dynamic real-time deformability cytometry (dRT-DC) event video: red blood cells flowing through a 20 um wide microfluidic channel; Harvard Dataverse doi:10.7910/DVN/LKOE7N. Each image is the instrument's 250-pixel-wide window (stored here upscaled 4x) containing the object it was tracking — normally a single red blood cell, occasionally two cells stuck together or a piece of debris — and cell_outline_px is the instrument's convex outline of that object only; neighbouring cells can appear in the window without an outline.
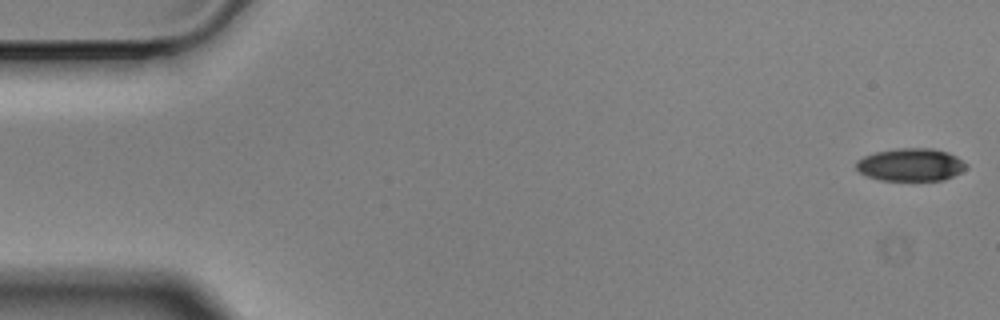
{"species": "Egyptian fruit bat (a non-hibernating species)", "species_latin": "Rousettus aegyptiacus", "temperature_condition": "cold", "stored_images_in_passage": 57, "camera_frame_rate_fps": 3000, "um_per_image_px": 0.085, "animal": {"sex": "male"}, "frame": {"image": 1, "passage_image": 1, "time_ms": 0.0, "image_size_px": [1000, 320], "cell_outline_px": [[968, 164], [960, 172], [944, 180], [880, 180], [868, 176], [860, 172], [856, 168], [856, 160], [864, 156], [876, 152], [896, 148], [932, 148], [948, 152], [956, 156]], "centroid_in_image_um": [77.4, 13.99], "position_along_channel_um": 7.6, "area_um2": 20.92}}
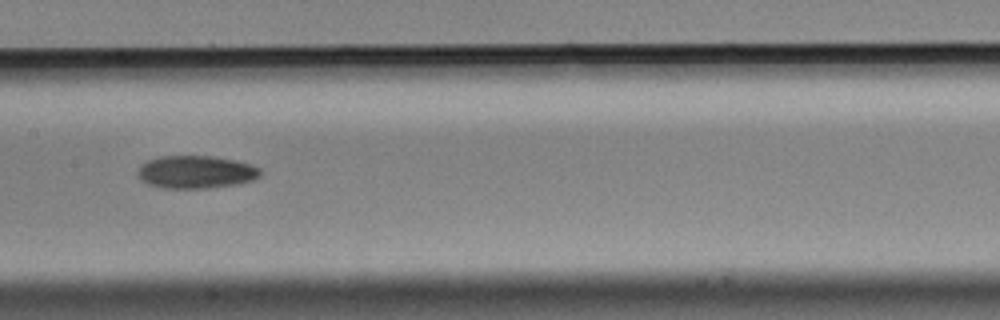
{"frame": {"image": 2, "passage_image": 28, "time_ms": 9.0, "image_size_px": [1000, 320], "cell_outline_px": [[260, 176], [252, 180], [236, 184], [208, 188], [164, 188], [148, 184], [140, 180], [136, 176], [136, 172], [148, 160], [160, 156], [212, 156], [236, 160], [260, 168]], "centroid_in_image_um": [16.63, 14.62], "position_along_channel_um": 190.8, "area_um2": 23.35}}
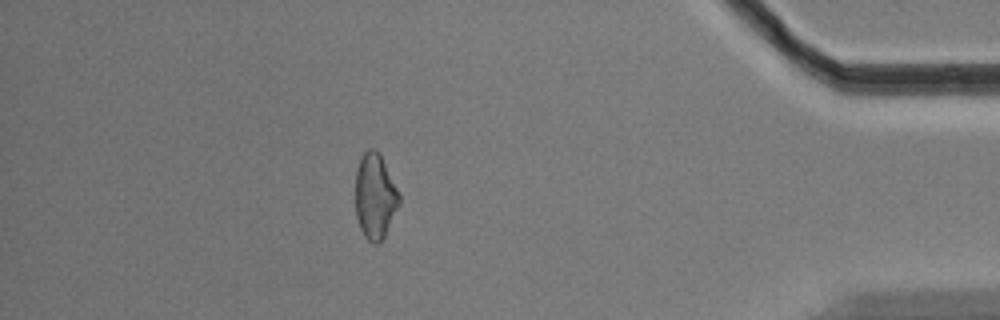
{"frame": {"image": 3, "passage_image": 50, "time_ms": 16.333, "image_size_px": [1000, 320], "cell_outline_px": [[400, 204], [384, 236], [376, 244], [372, 244], [364, 236], [360, 228], [356, 216], [356, 168], [360, 156], [368, 148], [376, 148], [380, 152], [400, 196]], "centroid_in_image_um": [31.87, 16.64], "position_along_channel_um": 403.3, "area_um2": 21.85}, "authors_computed_cell_mechanics": {"area_um2": 22.542, "velocity_mm_per_s": 3.5123, "shape_relaxation_time_tau1_ms": 4.8127, "shape_relaxation_time_tau2_ms": null, "deformation_change_tau1": 0.1328, "deformation_change_tau2": null}}